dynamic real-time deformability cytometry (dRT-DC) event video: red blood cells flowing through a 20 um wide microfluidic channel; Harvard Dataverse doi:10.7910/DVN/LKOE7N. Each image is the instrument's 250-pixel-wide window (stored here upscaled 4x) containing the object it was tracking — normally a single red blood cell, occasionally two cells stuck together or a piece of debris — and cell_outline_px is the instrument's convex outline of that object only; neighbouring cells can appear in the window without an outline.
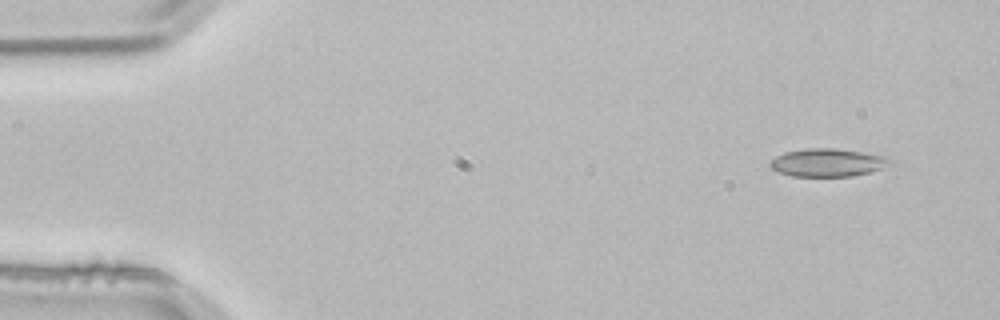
{"species": "common noctule bat (a hibernating species)", "species_latin": "Nyctalus noctula", "temperature_condition": "room temperature", "stored_images_in_passage": 3, "camera_frame_rate_fps": 3000, "um_per_image_px": 0.085, "animal": {"sex": "male", "body_mass_g": 21.5, "forearm_length_mm": 52.0}, "frame": {"image": 1, "passage_image": 1, "time_ms": 0.0, "image_size_px": [1000, 320], "cell_outline_px": [[896, 160], [892, 164], [872, 172], [852, 176], [792, 176], [780, 172], [772, 168], [768, 164], [776, 156], [784, 152], [808, 148], [836, 148], [892, 156]], "centroid_in_image_um": [70.47, 13.81], "position_along_channel_um": 14.5, "area_um2": 19.94}}
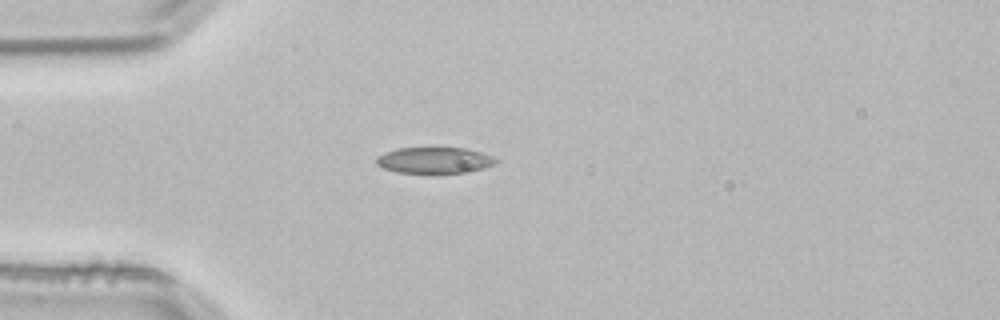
{"frame": {"image": 2, "passage_image": 3, "time_ms": 0.667, "image_size_px": [1000, 320], "cell_outline_px": [[500, 160], [484, 168], [464, 172], [396, 172], [384, 168], [376, 164], [376, 156], [396, 148], [468, 148], [492, 156]], "centroid_in_image_um": [36.91, 13.6], "position_along_channel_um": 48.1, "area_um2": 17.92}}